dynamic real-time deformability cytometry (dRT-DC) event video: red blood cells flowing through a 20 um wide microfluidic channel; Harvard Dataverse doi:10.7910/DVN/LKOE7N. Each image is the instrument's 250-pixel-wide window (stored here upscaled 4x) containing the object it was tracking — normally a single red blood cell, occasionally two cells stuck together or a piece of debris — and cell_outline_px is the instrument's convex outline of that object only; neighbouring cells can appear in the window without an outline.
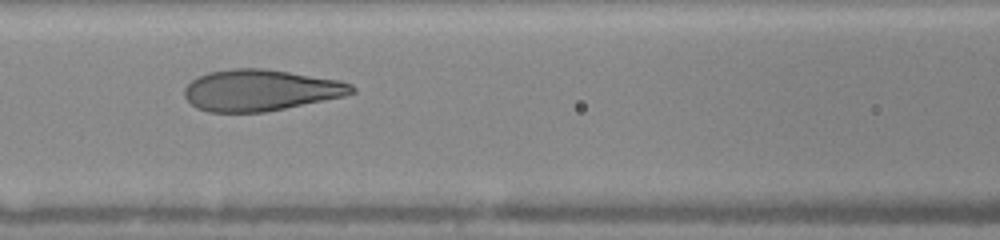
{"species": "human", "species_latin": "Homo sapiens", "temperature_condition": "warm", "stored_images_in_passage": 10, "camera_frame_rate_fps": 3000, "um_per_image_px": 0.085, "donor": {"sex": "female"}, "frame": {"image": 1, "passage_image": 9, "time_ms": 6.0, "image_size_px": [1000, 240], "cell_outline_px": [[356, 92], [344, 96], [264, 112], [208, 112], [196, 108], [184, 96], [184, 88], [192, 80], [208, 72], [232, 68], [264, 68], [340, 80], [352, 84], [356, 88]], "centroid_in_image_um": [22.14, 7.66], "position_along_channel_um": 144.5, "area_um2": 40.23}}